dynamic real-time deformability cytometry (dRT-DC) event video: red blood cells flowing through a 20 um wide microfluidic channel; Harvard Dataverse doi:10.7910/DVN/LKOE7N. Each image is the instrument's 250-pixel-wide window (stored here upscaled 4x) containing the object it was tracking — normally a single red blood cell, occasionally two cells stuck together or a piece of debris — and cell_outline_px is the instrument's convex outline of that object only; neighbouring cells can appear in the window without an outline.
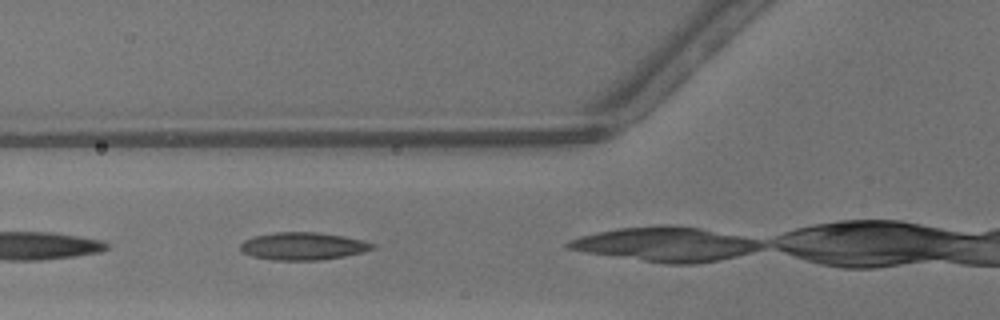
{"species": "common noctule bat (a hibernating species)", "species_latin": "Nyctalus noctula", "temperature_condition": "warm", "stored_images_in_passage": 5, "camera_frame_rate_fps": 3000, "um_per_image_px": 0.085, "animal": {"sex": "male", "body_mass_g": 13.3}, "frame": {"image": 1, "passage_image": 3, "time_ms": 0.667, "image_size_px": [1000, 320], "cell_outline_px": [[376, 248], [364, 252], [344, 256], [320, 260], [272, 260], [252, 256], [244, 252], [240, 248], [240, 244], [244, 240], [256, 236], [276, 232], [320, 232], [344, 236], [364, 240], [376, 244]], "centroid_in_image_um": [25.81, 20.92], "position_along_channel_um": 100.0, "area_um2": 21.33}}